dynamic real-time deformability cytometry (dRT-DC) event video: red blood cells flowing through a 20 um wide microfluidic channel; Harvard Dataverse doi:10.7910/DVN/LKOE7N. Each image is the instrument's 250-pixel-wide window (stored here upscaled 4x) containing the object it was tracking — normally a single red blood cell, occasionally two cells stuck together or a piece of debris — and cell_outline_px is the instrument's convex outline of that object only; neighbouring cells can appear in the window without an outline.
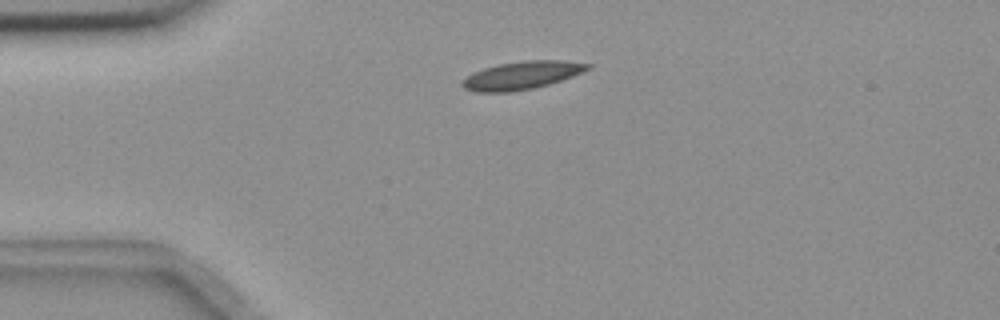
{"species": "common noctule bat (a hibernating species)", "species_latin": "Nyctalus noctula", "temperature_condition": "room temperature", "stored_images_in_passage": 3, "camera_frame_rate_fps": 3000, "um_per_image_px": 0.085, "animal": {"sex": "female", "body_mass_g": 18.4}, "frame": {"image": 1, "passage_image": 2, "time_ms": 0.333, "image_size_px": [1000, 320], "cell_outline_px": [[592, 68], [572, 76], [548, 84], [532, 88], [508, 92], [476, 92], [464, 88], [460, 84], [468, 76], [484, 68], [496, 64], [524, 60], [564, 60], [592, 64]], "centroid_in_image_um": [44.38, 6.39], "position_along_channel_um": 40.6, "area_um2": 20.29}}